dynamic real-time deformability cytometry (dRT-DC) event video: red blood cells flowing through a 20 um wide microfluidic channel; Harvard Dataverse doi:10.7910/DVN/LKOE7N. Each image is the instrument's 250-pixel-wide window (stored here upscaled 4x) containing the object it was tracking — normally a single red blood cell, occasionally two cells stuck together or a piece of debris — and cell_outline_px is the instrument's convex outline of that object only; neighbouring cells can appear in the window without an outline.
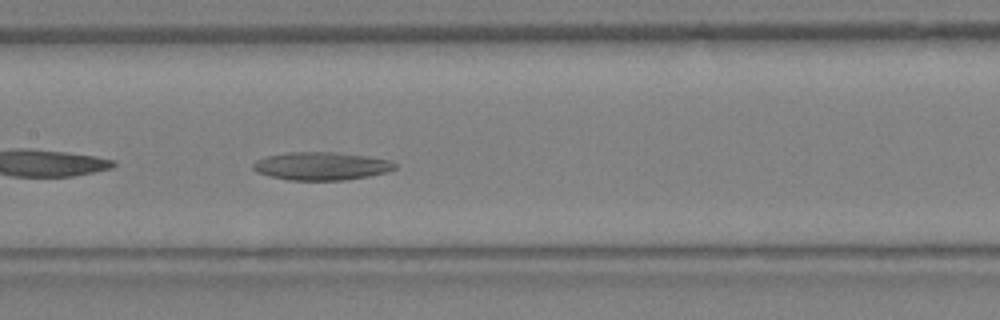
{"species": "Egyptian fruit bat (a non-hibernating species)", "species_latin": "Rousettus aegyptiacus", "temperature_condition": "warm", "stored_images_in_passage": 14, "camera_frame_rate_fps": 3000, "um_per_image_px": 0.085, "animal": {"sex": "female"}, "frame": {"image": 1, "passage_image": 14, "time_ms": 4.333, "image_size_px": [1000, 320], "cell_outline_px": [[396, 168], [388, 172], [368, 176], [344, 180], [288, 180], [256, 172], [252, 168], [252, 164], [256, 160], [268, 156], [288, 152], [336, 152], [368, 156], [388, 160], [396, 164]], "centroid_in_image_um": [27.31, 14.11], "position_along_channel_um": 180.1, "area_um2": 23.12}}